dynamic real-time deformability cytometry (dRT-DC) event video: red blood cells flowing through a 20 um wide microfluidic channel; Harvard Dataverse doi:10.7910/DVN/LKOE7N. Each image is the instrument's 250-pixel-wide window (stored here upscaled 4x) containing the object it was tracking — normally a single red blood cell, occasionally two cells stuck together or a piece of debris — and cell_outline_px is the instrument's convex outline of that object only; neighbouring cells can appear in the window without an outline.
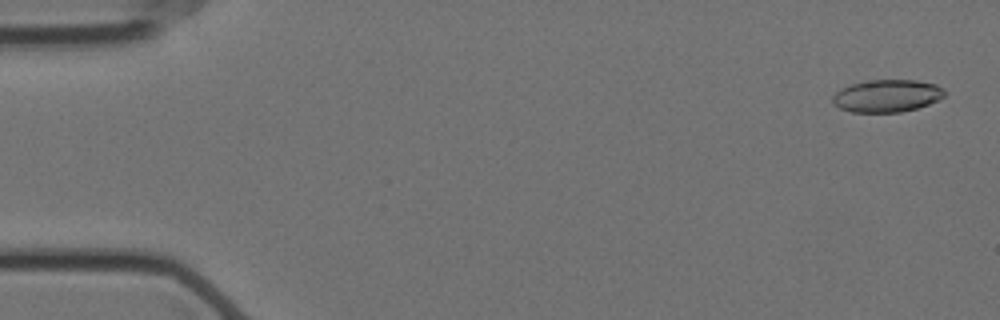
{"species": "Egyptian fruit bat (a non-hibernating species)", "species_latin": "Rousettus aegyptiacus", "temperature_condition": "cold", "stored_images_in_passage": 58, "camera_frame_rate_fps": 3000, "um_per_image_px": 0.085, "animal": {"sex": "female"}, "frame": {"image": 1, "passage_image": 3, "time_ms": 0.667, "image_size_px": [1000, 320], "cell_outline_px": [[936, 88], [932, 100], [924, 104], [912, 108], [892, 112], [860, 112], [844, 108], [848, 88], [860, 84], [880, 80], [904, 80], [932, 84]], "centroid_in_image_um": [75.52, 8.15], "position_along_channel_um": 9.5, "area_um2": 17.22}}
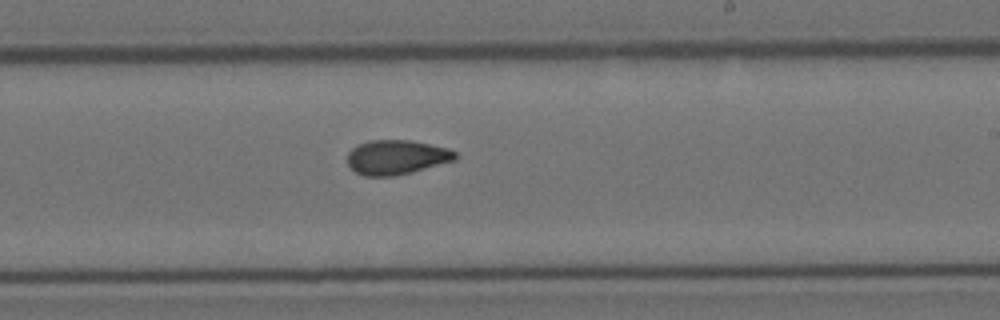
{"frame": {"image": 2, "passage_image": 35, "time_ms": 11.333, "image_size_px": [1000, 320], "cell_outline_px": [[452, 156], [448, 160], [404, 172], [360, 172], [352, 168], [348, 160], [348, 156], [356, 148], [364, 144], [420, 144], [440, 148], [452, 152]], "centroid_in_image_um": [33.63, 13.38], "position_along_channel_um": 255.4, "area_um2": 16.99}}
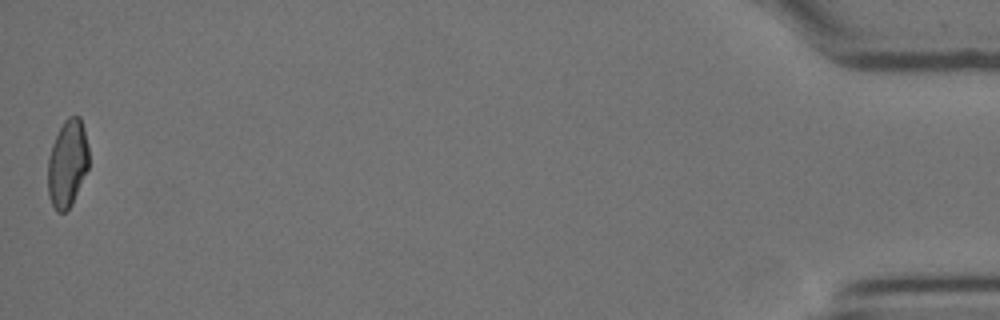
{"frame": {"image": 3, "passage_image": 58, "time_ms": 19.0, "image_size_px": [1000, 320], "cell_outline_px": [[88, 168], [68, 208], [64, 212], [60, 212], [56, 208], [52, 200], [48, 188], [48, 168], [52, 148], [64, 124], [72, 116], [76, 116], [80, 120], [88, 152]], "centroid_in_image_um": [5.74, 13.94], "position_along_channel_um": 429.5, "area_um2": 19.02}, "authors_computed_cell_mechanics": {"area_um2": 18.6405, "velocity_mm_per_s": 3.5164, "shape_relaxation_time_tau1_ms": null, "shape_relaxation_time_tau2_ms": 2.8439, "deformation_change_tau1": null, "deformation_change_tau2": 0.0817}}